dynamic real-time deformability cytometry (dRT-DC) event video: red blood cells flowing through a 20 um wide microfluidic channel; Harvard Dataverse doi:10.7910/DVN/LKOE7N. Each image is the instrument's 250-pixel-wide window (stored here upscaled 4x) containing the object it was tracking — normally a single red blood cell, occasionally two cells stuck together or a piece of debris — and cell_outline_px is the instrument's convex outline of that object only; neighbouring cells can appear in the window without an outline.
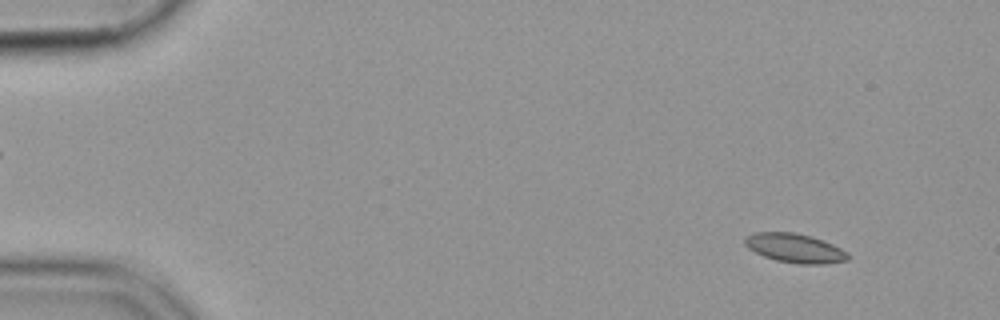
{"species": "common noctule bat (a hibernating species)", "species_latin": "Nyctalus noctula", "temperature_condition": "cold", "stored_images_in_passage": 52, "camera_frame_rate_fps": 3000, "um_per_image_px": 0.085, "animal": {"sex": "female", "body_mass_g": 19.9}, "frame": {"image": 1, "passage_image": 2, "time_ms": 0.333, "image_size_px": [1000, 320], "cell_outline_px": [[848, 260], [824, 264], [800, 264], [776, 260], [764, 256], [748, 248], [744, 244], [744, 236], [756, 232], [796, 232], [812, 236], [832, 244], [848, 252]], "centroid_in_image_um": [67.55, 21.08], "position_along_channel_um": 17.5, "area_um2": 17.51}}
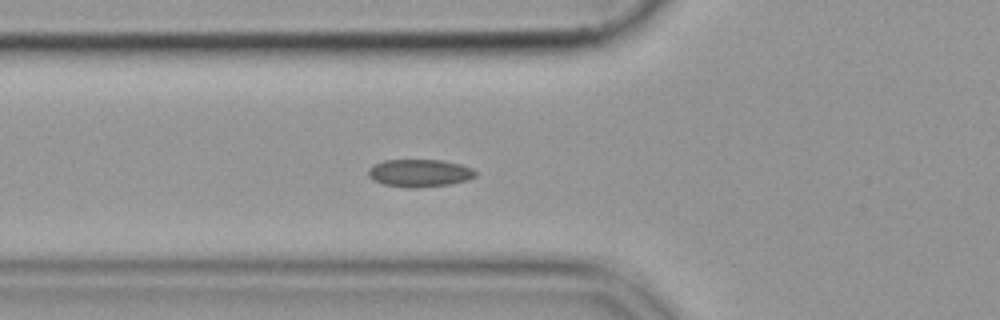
{"frame": {"image": 2, "passage_image": 17, "time_ms": 5.333, "image_size_px": [1000, 320], "cell_outline_px": [[476, 176], [468, 180], [448, 184], [416, 188], [412, 188], [384, 184], [372, 180], [368, 176], [368, 168], [372, 164], [384, 160], [440, 160], [460, 164], [472, 168], [476, 172]], "centroid_in_image_um": [35.63, 14.7], "position_along_channel_um": 90.2, "area_um2": 17.28}}
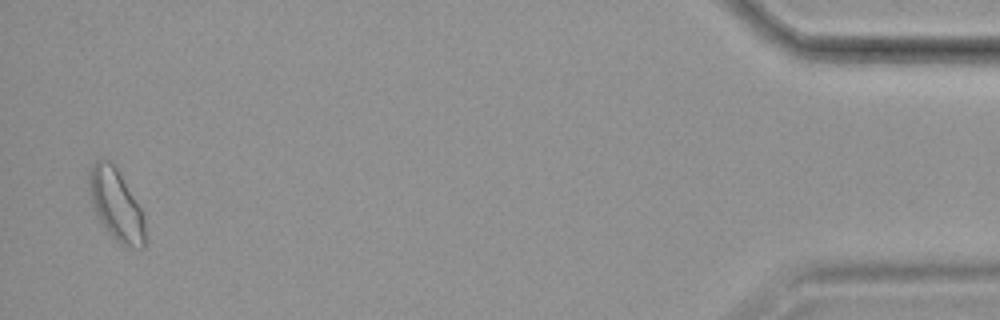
{"frame": {"image": 3, "passage_image": 51, "time_ms": 16.667, "image_size_px": [1000, 320], "cell_outline_px": [[148, 240], [144, 248], [124, 248], [108, 232], [100, 220], [92, 204], [88, 188], [88, 172], [92, 164], [96, 160], [112, 160], [140, 208], [144, 216]], "centroid_in_image_um": [9.9, 17.45], "position_along_channel_um": 425.3, "area_um2": 23.64}}